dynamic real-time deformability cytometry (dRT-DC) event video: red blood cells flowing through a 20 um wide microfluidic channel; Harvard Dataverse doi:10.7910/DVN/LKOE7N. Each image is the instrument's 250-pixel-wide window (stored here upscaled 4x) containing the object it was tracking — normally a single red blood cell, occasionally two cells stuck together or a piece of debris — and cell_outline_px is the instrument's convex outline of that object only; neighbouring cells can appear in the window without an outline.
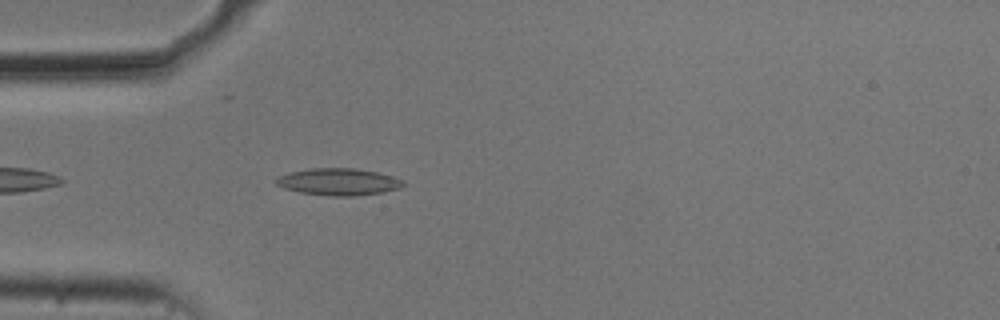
{"species": "common noctule bat (a hibernating species)", "species_latin": "Nyctalus noctula", "temperature_condition": "cold", "stored_images_in_passage": 41, "camera_frame_rate_fps": 3000, "um_per_image_px": 0.085, "animal": {"sex": "male", "body_mass_g": 20.5, "forearm_length_mm": 52.5}, "frame": {"image": 1, "passage_image": 3, "time_ms": 0.667, "image_size_px": [1000, 320], "cell_outline_px": [[408, 184], [400, 188], [384, 192], [356, 196], [328, 196], [300, 192], [284, 188], [276, 184], [272, 180], [280, 176], [292, 172], [312, 168], [356, 168], [376, 172], [392, 176], [404, 180]], "centroid_in_image_um": [28.82, 15.46], "position_along_channel_um": 56.2, "area_um2": 20.11}}
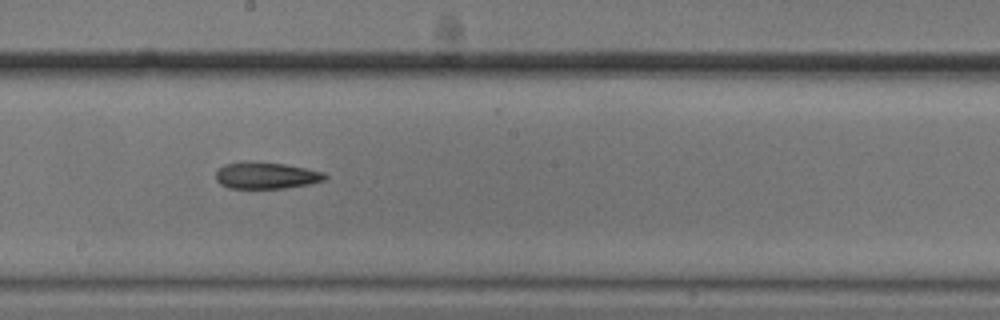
{"frame": {"image": 2, "passage_image": 17, "time_ms": 5.333, "image_size_px": [1000, 320], "cell_outline_px": [[328, 176], [324, 180], [308, 184], [284, 188], [228, 188], [220, 184], [216, 180], [216, 172], [224, 164], [240, 160], [248, 160], [284, 164], [324, 172]], "centroid_in_image_um": [22.57, 14.9], "position_along_channel_um": 225.6, "area_um2": 17.11}}
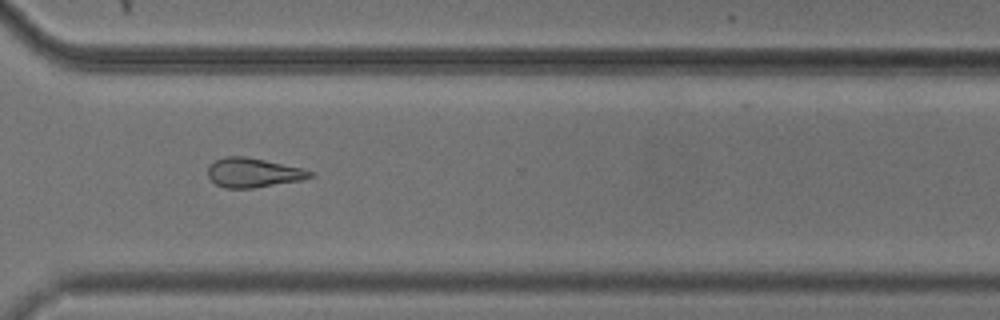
{"frame": {"image": 3, "passage_image": 27, "time_ms": 8.667, "image_size_px": [1000, 320], "cell_outline_px": [[312, 176], [300, 180], [252, 188], [224, 188], [216, 184], [208, 176], [208, 164], [224, 156], [244, 156], [304, 168], [312, 172]], "centroid_in_image_um": [21.48, 14.67], "position_along_channel_um": 349.1, "area_um2": 17.34}}